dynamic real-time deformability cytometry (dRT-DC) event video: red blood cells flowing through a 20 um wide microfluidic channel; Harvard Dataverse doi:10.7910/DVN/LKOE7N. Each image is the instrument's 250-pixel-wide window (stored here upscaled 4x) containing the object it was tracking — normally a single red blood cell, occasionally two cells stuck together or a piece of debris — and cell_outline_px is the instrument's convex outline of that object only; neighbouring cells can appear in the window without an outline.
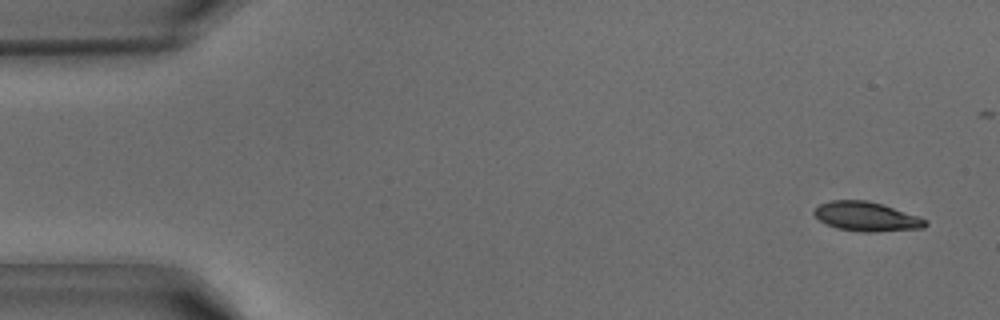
{"species": "common noctule bat (a hibernating species)", "species_latin": "Nyctalus noctula", "temperature_condition": "warm", "stored_images_in_passage": 33, "camera_frame_rate_fps": 3000, "um_per_image_px": 0.085, "animal": {"sex": "male", "body_mass_g": 15.6}, "frame": {"image": 1, "passage_image": 1, "time_ms": 0.0, "image_size_px": [1000, 320], "cell_outline_px": [[928, 224], [924, 228], [876, 232], [860, 232], [836, 228], [820, 220], [812, 212], [820, 204], [832, 200], [868, 200], [920, 216], [928, 220]], "centroid_in_image_um": [73.69, 18.41], "position_along_channel_um": 11.3, "area_um2": 19.07}}
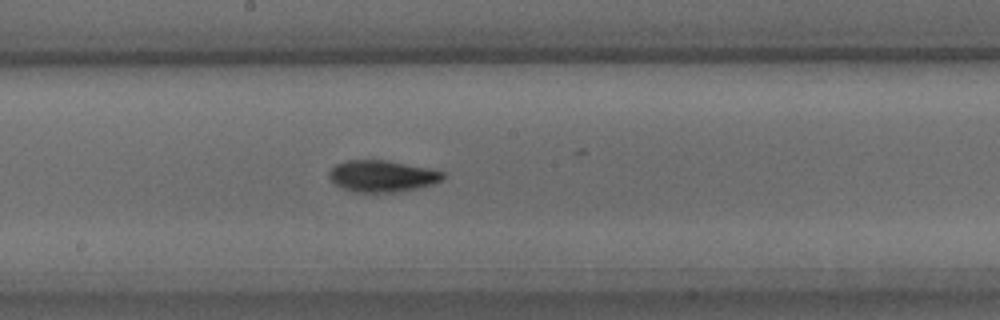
{"frame": {"image": 2, "passage_image": 21, "time_ms": 6.667, "image_size_px": [1000, 320], "cell_outline_px": [[444, 176], [440, 180], [432, 184], [416, 188], [392, 192], [356, 192], [340, 188], [328, 176], [328, 172], [336, 164], [344, 160], [384, 160], [428, 168], [444, 172]], "centroid_in_image_um": [32.43, 14.96], "position_along_channel_um": 215.8, "area_um2": 20.69}}
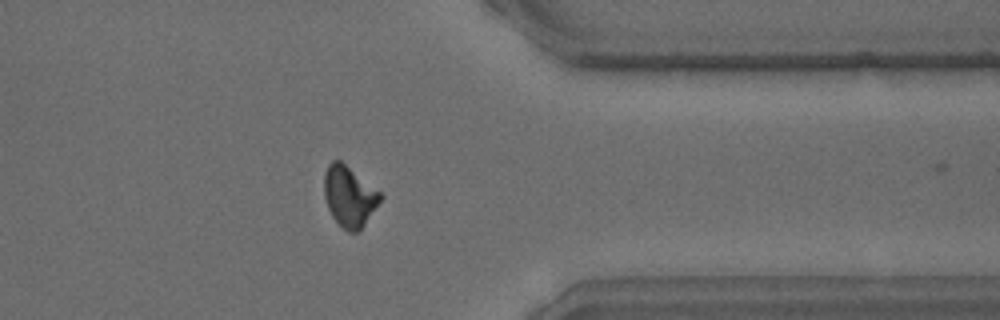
{"frame": {"image": 3, "passage_image": 32, "time_ms": 10.333, "image_size_px": [1000, 320], "cell_outline_px": [[384, 196], [364, 224], [356, 232], [348, 232], [332, 216], [328, 208], [324, 196], [324, 172], [328, 164], [332, 160], [340, 160], [380, 192]], "centroid_in_image_um": [29.67, 16.67], "position_along_channel_um": 381.7, "area_um2": 19.54}}